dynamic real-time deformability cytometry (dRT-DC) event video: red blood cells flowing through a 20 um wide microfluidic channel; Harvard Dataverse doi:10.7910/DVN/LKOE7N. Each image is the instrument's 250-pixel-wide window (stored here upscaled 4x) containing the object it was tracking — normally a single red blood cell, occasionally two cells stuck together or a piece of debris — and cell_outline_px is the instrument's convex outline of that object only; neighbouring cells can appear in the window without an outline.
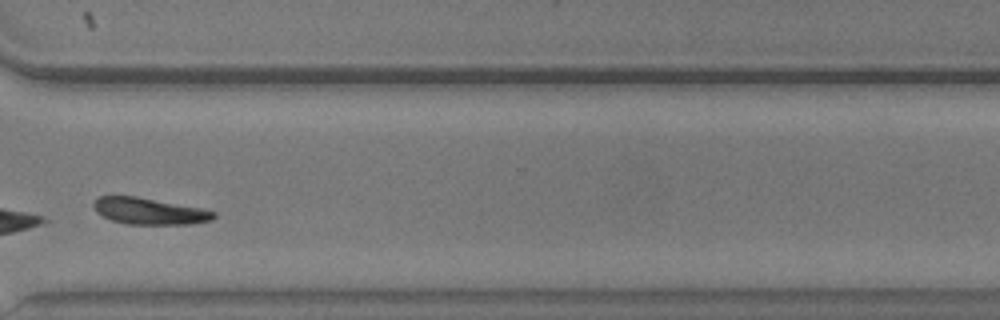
{"species": "common noctule bat (a hibernating species)", "species_latin": "Nyctalus noctula", "temperature_condition": "warm", "stored_images_in_passage": 39, "camera_frame_rate_fps": 3000, "um_per_image_px": 0.085, "animal": {"sex": "male", "body_mass_g": 20.5, "forearm_length_mm": 52.5}, "frame": {"image": 1, "passage_image": 28, "time_ms": 9.0, "image_size_px": [1000, 320], "cell_outline_px": [[216, 216], [212, 220], [188, 224], [128, 224], [112, 220], [96, 212], [92, 204], [100, 196], [136, 196], [204, 208], [216, 212]], "centroid_in_image_um": [12.73, 17.94], "position_along_channel_um": 357.9, "area_um2": 18.55}, "authors_computed_cell_mechanics": {"area_um2": 19.7098, "velocity_mm_per_s": 3.8228, "shape_relaxation_time_tau1_ms": 1.4729, "shape_relaxation_time_tau2_ms": null, "deformation_change_tau1": 0.124, "deformation_change_tau2": null}}